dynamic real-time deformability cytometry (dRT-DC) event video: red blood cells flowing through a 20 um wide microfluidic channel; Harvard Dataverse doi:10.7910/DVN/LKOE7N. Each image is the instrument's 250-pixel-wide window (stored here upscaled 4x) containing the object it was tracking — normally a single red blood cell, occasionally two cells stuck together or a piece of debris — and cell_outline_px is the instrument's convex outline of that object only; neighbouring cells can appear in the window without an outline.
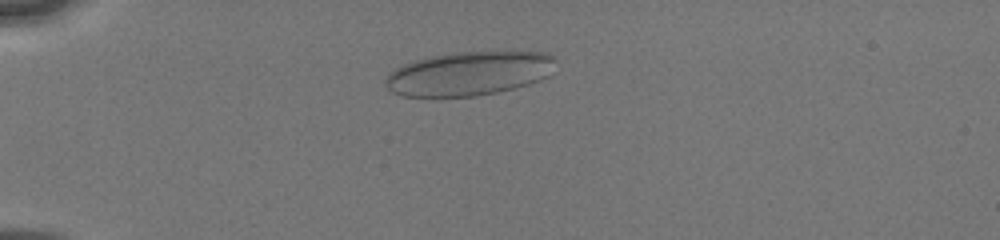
{"species": "human", "species_latin": "Homo sapiens", "temperature_condition": "cold", "stored_images_in_passage": 51, "camera_frame_rate_fps": 3000, "um_per_image_px": 0.085, "donor": {"sex": "male"}, "frame": {"image": 1, "passage_image": 17, "time_ms": 3.333, "image_size_px": [1000, 240], "cell_outline_px": [[556, 60], [548, 76], [540, 80], [528, 84], [496, 92], [476, 96], [404, 96], [392, 92], [384, 84], [384, 80], [388, 72], [412, 60], [452, 52], [504, 48], [544, 52], [552, 56]], "centroid_in_image_um": [39.9, 6.19], "position_along_channel_um": 45.1, "area_um2": 44.8}}
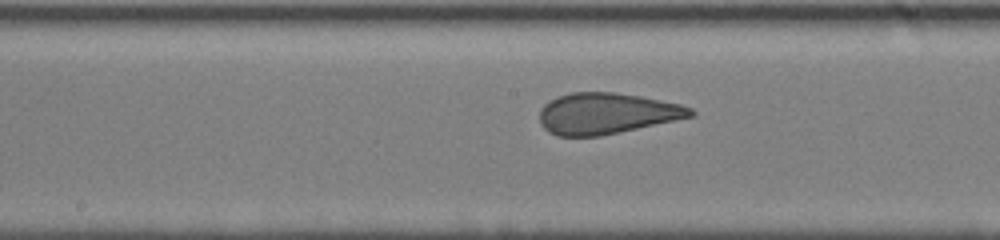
{"frame": {"image": 2, "passage_image": 32, "time_ms": 8.0, "image_size_px": [1000, 240], "cell_outline_px": [[696, 116], [620, 132], [600, 136], [556, 136], [548, 132], [540, 124], [540, 108], [548, 100], [556, 96], [572, 92], [616, 92], [640, 96], [680, 104], [692, 108], [696, 112]], "centroid_in_image_um": [51.55, 9.64], "position_along_channel_um": 196.6, "area_um2": 36.47}}
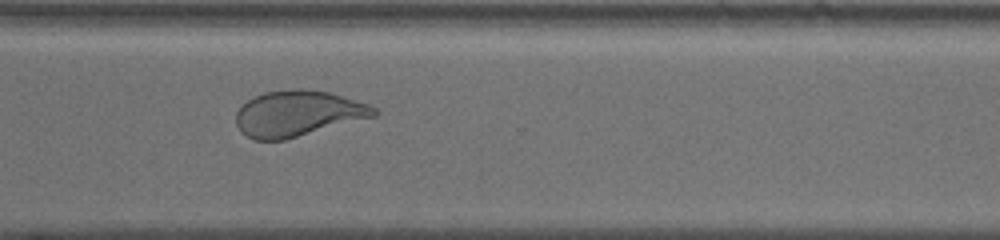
{"frame": {"image": 3, "passage_image": 50, "time_ms": 11.667, "image_size_px": [1000, 240], "cell_outline_px": [[380, 112], [376, 116], [284, 140], [256, 140], [240, 132], [236, 124], [236, 112], [248, 100], [264, 92], [300, 88], [328, 92], [368, 104], [376, 108]], "centroid_in_image_um": [25.32, 9.65], "position_along_channel_um": 345.3, "area_um2": 36.59}}